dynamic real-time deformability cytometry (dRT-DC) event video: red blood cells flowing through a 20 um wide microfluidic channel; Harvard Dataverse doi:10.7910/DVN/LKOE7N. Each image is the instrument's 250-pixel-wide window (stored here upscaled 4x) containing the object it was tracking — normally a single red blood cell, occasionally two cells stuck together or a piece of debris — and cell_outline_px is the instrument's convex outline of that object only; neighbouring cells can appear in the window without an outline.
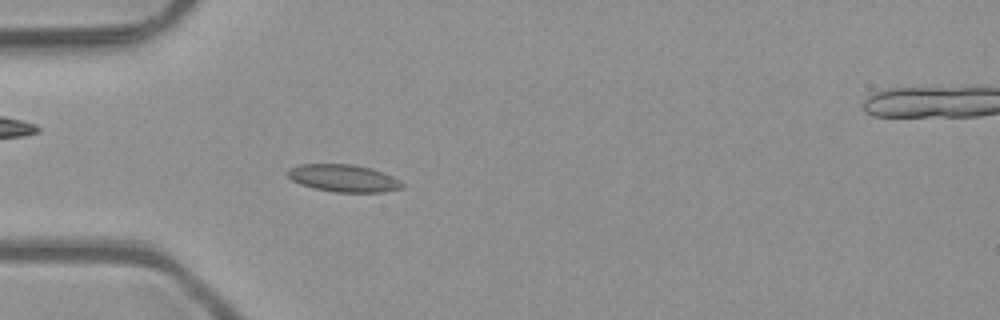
{"species": "common noctule bat (a hibernating species)", "species_latin": "Nyctalus noctula", "temperature_condition": "room temperature", "stored_images_in_passage": 52, "camera_frame_rate_fps": 3000, "um_per_image_px": 0.085, "animal": {"sex": "male", "body_mass_g": 23.1, "forearm_length_mm": 52.7}, "frame": {"image": 1, "passage_image": 16, "time_ms": 5.0, "image_size_px": [1000, 320], "cell_outline_px": [[404, 188], [384, 192], [336, 192], [312, 188], [300, 184], [292, 180], [284, 172], [288, 168], [300, 164], [352, 164], [372, 168], [392, 176], [404, 184]], "centroid_in_image_um": [29.17, 15.14], "position_along_channel_um": 55.8, "area_um2": 18.44}}
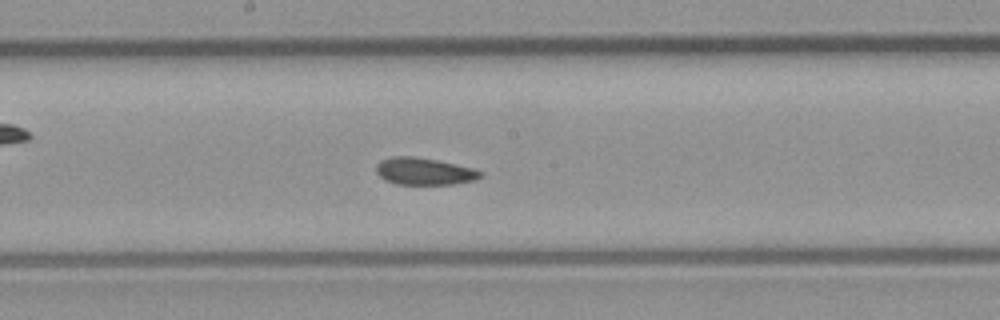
{"frame": {"image": 2, "passage_image": 28, "time_ms": 9.0, "image_size_px": [1000, 320], "cell_outline_px": [[484, 176], [476, 180], [456, 184], [396, 184], [384, 180], [376, 172], [376, 164], [380, 160], [392, 156], [416, 156], [436, 160], [472, 168], [484, 172]], "centroid_in_image_um": [36.06, 14.56], "position_along_channel_um": 212.1, "area_um2": 16.65}}
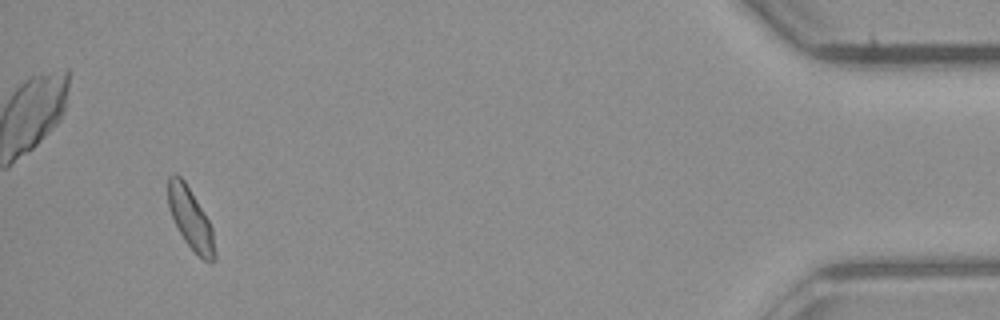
{"frame": {"image": 3, "passage_image": 49, "time_ms": 16.0, "image_size_px": [1000, 320], "cell_outline_px": [[216, 260], [212, 264], [204, 260], [184, 240], [168, 208], [168, 176], [180, 176], [184, 180], [208, 220], [212, 228], [216, 252]], "centroid_in_image_um": [16.22, 18.63], "position_along_channel_um": 419.0, "area_um2": 16.24}, "authors_computed_cell_mechanics": {"area_um2": 17.0799, "velocity_mm_per_s": 4.0584, "shape_relaxation_time_tau1_ms": 4.398, "shape_relaxation_time_tau2_ms": 3.4603, "deformation_change_tau1": 0.0888, "deformation_change_tau2": 0.0783}}